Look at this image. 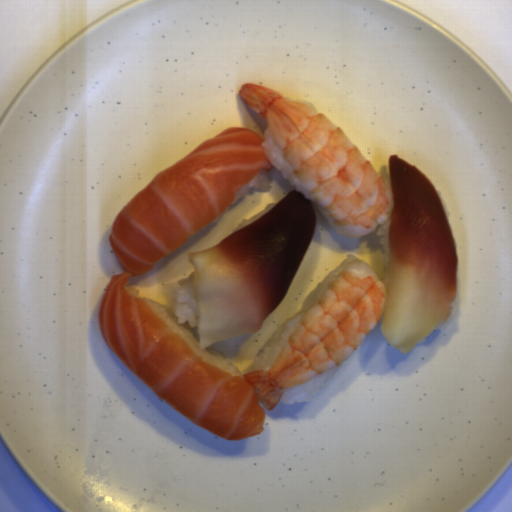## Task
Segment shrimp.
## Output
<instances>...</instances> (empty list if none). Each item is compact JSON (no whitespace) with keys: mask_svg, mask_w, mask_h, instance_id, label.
Returning <instances> with one entry per match:
<instances>
[{"mask_svg":"<svg viewBox=\"0 0 512 512\" xmlns=\"http://www.w3.org/2000/svg\"><path fill=\"white\" fill-rule=\"evenodd\" d=\"M387 287L366 261L354 260L302 316L270 369L243 374L264 409L287 388L341 365L362 344L386 310Z\"/></svg>","mask_w":512,"mask_h":512,"instance_id":"obj_2","label":"shrimp"},{"mask_svg":"<svg viewBox=\"0 0 512 512\" xmlns=\"http://www.w3.org/2000/svg\"><path fill=\"white\" fill-rule=\"evenodd\" d=\"M237 94L263 118L298 182L339 233L353 239L368 235L390 216L392 185L330 119L257 83H243Z\"/></svg>","mask_w":512,"mask_h":512,"instance_id":"obj_1","label":"shrimp"}]
</instances>
